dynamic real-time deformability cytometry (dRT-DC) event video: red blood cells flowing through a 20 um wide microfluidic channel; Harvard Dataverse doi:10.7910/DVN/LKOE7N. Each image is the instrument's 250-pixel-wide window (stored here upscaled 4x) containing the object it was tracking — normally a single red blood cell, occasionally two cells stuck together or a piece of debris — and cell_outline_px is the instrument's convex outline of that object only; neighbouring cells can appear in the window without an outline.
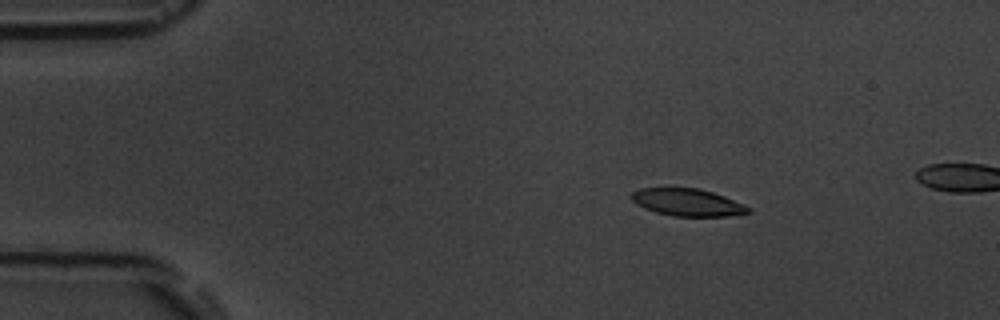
{"species": "common noctule bat (a hibernating species)", "species_latin": "Nyctalus noctula", "temperature_condition": "room temperature", "stored_images_in_passage": 5, "camera_frame_rate_fps": 3000, "um_per_image_px": 0.085, "animal": {"sex": "male", "body_mass_g": 19.5, "forearm_length_mm": 54.6}, "frame": {"image": 1, "passage_image": 3, "time_ms": 2.333, "image_size_px": [1000, 320], "cell_outline_px": [[752, 212], [728, 216], [672, 216], [656, 212], [644, 208], [636, 204], [632, 200], [632, 192], [640, 188], [700, 188], [724, 196], [744, 204], [752, 208]], "centroid_in_image_um": [58.46, 17.2], "position_along_channel_um": 26.5, "area_um2": 18.61}}